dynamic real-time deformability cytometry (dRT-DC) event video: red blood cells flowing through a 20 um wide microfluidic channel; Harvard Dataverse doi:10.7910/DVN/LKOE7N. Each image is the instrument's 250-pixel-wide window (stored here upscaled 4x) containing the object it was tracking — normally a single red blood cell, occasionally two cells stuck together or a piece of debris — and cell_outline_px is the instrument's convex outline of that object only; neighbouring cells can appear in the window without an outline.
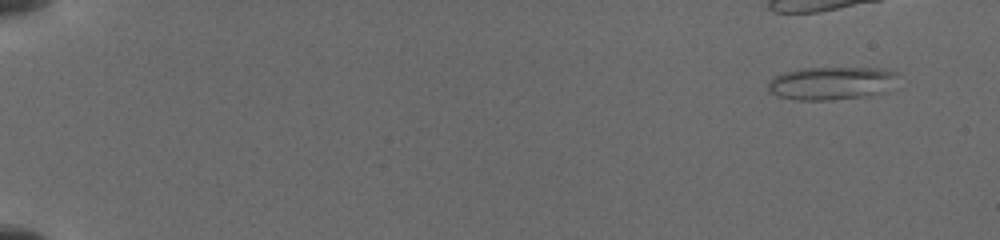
{"species": "common noctule bat (a hibernating species)", "species_latin": "Nyctalus noctula", "temperature_condition": "cold", "stored_images_in_passage": 13, "camera_frame_rate_fps": 3000, "um_per_image_px": 0.085, "animal": {"sex": "female", "body_mass_g": 19.5, "forearm_length_mm": 54.1}, "frame": {"image": 1, "passage_image": 3, "time_ms": 0.667, "image_size_px": [1000, 240], "cell_outline_px": [[900, 72], [888, 92], [864, 96], [832, 100], [796, 100], [776, 96], [768, 92], [768, 80], [772, 76], [784, 72], [804, 68], [884, 68]], "centroid_in_image_um": [70.67, 7.07], "position_along_channel_um": 14.3, "area_um2": 25.49}}